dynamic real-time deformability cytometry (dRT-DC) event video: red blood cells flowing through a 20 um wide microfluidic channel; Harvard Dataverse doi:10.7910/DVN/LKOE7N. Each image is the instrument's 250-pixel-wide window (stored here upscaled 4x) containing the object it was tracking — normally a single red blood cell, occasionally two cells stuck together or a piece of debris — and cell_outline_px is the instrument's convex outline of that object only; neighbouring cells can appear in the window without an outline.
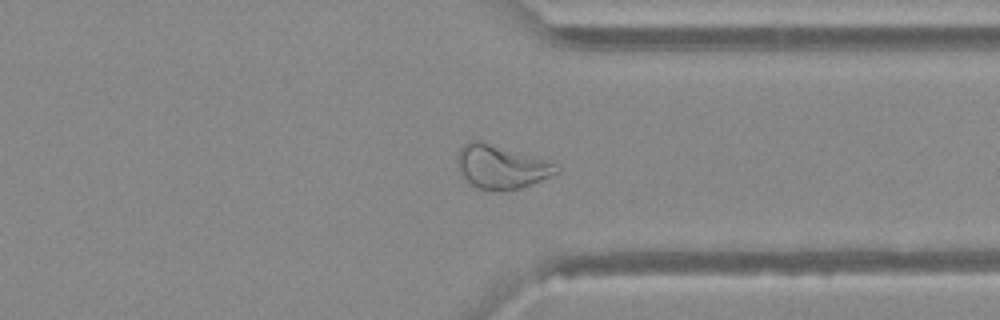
{"species": "Egyptian fruit bat (a non-hibernating species)", "species_latin": "Rousettus aegyptiacus", "temperature_condition": "warm", "stored_images_in_passage": 36, "camera_frame_rate_fps": 3000, "um_per_image_px": 0.085, "animal": {"sex": "female"}, "frame": {"image": 1, "passage_image": 25, "time_ms": 8.0, "image_size_px": [1000, 320], "cell_outline_px": [[560, 172], [532, 184], [520, 188], [500, 192], [496, 192], [480, 188], [472, 184], [460, 172], [456, 160], [456, 156], [460, 148], [468, 140], [480, 140], [544, 160], [556, 164], [560, 168]], "centroid_in_image_um": [42.58, 14.19], "position_along_channel_um": 368.8, "area_um2": 25.03}}
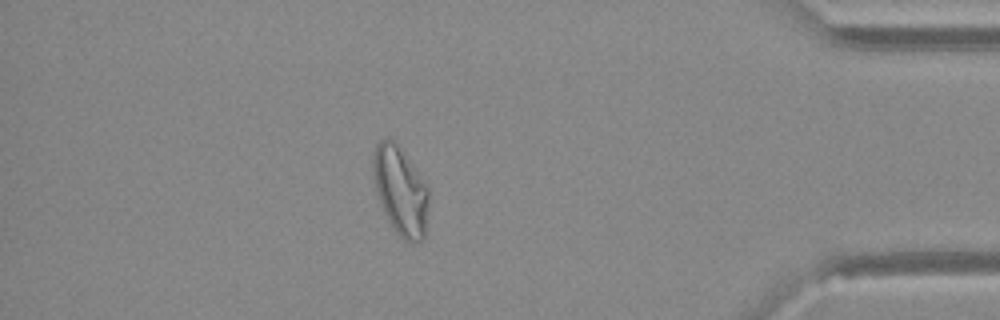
{"frame": {"image": 2, "passage_image": 30, "time_ms": 9.667, "image_size_px": [1000, 320], "cell_outline_px": [[428, 208], [424, 236], [416, 244], [412, 244], [404, 240], [396, 232], [388, 220], [384, 212], [376, 188], [372, 168], [372, 156], [376, 144], [380, 140], [392, 140], [396, 144], [428, 188]], "centroid_in_image_um": [34.03, 16.27], "position_along_channel_um": 401.2, "area_um2": 27.92}}